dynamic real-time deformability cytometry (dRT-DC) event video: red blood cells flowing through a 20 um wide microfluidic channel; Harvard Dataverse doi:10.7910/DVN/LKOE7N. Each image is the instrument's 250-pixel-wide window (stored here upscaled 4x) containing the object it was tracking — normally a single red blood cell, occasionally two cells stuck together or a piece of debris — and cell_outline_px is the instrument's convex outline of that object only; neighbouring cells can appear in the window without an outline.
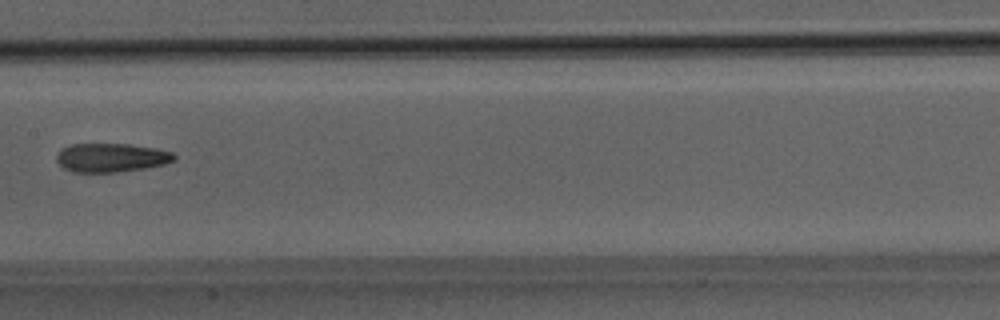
{"species": "Egyptian fruit bat (a non-hibernating species)", "species_latin": "Rousettus aegyptiacus", "temperature_condition": "room temperature", "stored_images_in_passage": 4, "camera_frame_rate_fps": 3000, "um_per_image_px": 0.085, "animal": {"sex": "male"}, "frame": {"image": 1, "passage_image": 4, "time_ms": 1.0, "image_size_px": [1000, 320], "cell_outline_px": [[176, 160], [164, 164], [144, 168], [116, 172], [72, 172], [64, 168], [56, 160], [56, 156], [60, 148], [72, 144], [128, 144], [156, 148], [172, 152], [176, 156]], "centroid_in_image_um": [9.44, 13.39], "position_along_channel_um": 198.0, "area_um2": 19.77}}